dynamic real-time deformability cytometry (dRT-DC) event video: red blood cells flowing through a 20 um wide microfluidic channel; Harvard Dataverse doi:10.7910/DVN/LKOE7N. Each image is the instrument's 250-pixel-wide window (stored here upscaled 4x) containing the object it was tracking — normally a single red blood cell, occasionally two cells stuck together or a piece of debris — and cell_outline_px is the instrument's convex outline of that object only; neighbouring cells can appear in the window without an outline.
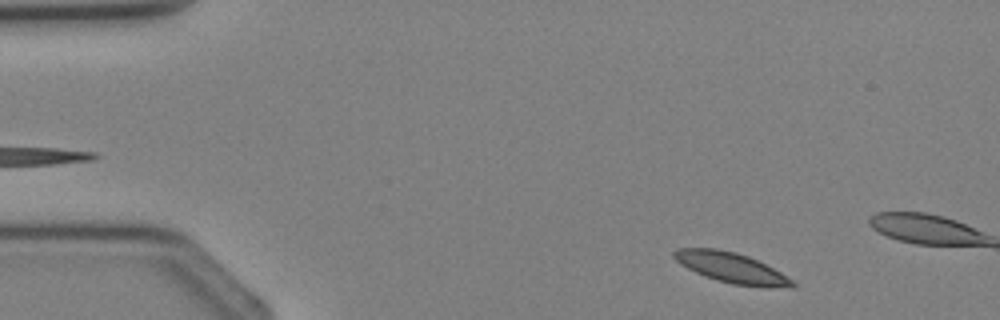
{"species": "Egyptian fruit bat (a non-hibernating species)", "species_latin": "Rousettus aegyptiacus", "temperature_condition": "cold", "stored_images_in_passage": 4, "camera_frame_rate_fps": 3000, "um_per_image_px": 0.085, "animal": {"sex": "female"}, "frame": {"image": 1, "passage_image": 4, "time_ms": 3.333, "image_size_px": [1000, 320], "cell_outline_px": [[796, 288], [792, 288], [732, 284], [716, 280], [704, 276], [680, 264], [672, 256], [672, 252], [676, 248], [716, 248], [736, 252], [748, 256], [780, 272], [792, 280], [796, 284]], "centroid_in_image_um": [62.13, 22.74], "position_along_channel_um": 22.9, "area_um2": 20.69}}